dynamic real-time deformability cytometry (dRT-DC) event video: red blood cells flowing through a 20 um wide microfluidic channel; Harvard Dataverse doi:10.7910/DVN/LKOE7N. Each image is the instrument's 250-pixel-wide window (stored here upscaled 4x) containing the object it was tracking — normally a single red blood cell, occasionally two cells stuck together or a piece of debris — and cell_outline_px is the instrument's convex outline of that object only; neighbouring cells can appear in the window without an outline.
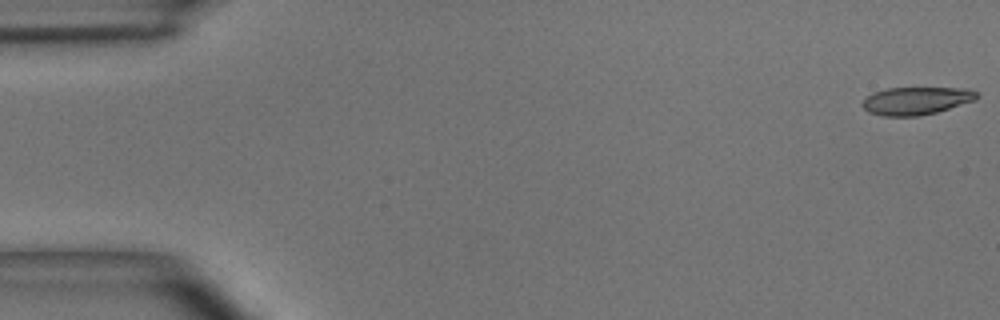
{"species": "common noctule bat (a hibernating species)", "species_latin": "Nyctalus noctula", "temperature_condition": "room temperature", "stored_images_in_passage": 6, "camera_frame_rate_fps": 3000, "um_per_image_px": 0.085, "animal": {"sex": "male", "body_mass_g": 15.6}, "frame": {"image": 1, "passage_image": 1, "time_ms": 0.0, "image_size_px": [1000, 320], "cell_outline_px": [[980, 96], [976, 100], [936, 112], [920, 116], [884, 116], [868, 112], [860, 104], [872, 92], [888, 88], [968, 88], [976, 92]], "centroid_in_image_um": [77.88, 8.56], "position_along_channel_um": 7.1, "area_um2": 18.55}}
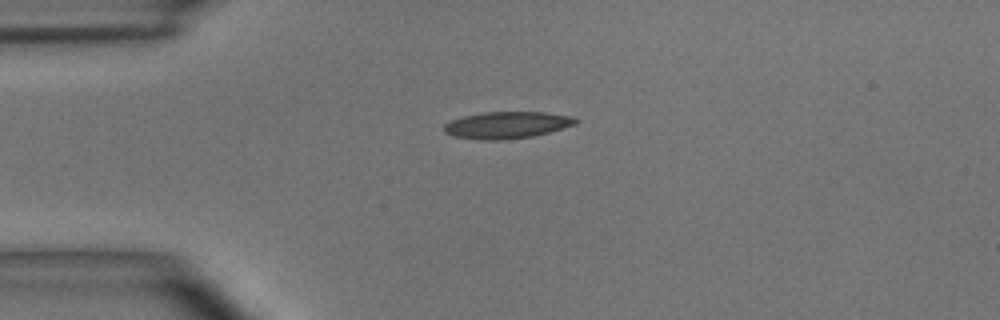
{"frame": {"image": 2, "passage_image": 4, "time_ms": 1.0, "image_size_px": [1000, 320], "cell_outline_px": [[580, 120], [576, 124], [548, 132], [532, 136], [500, 140], [480, 140], [452, 136], [444, 132], [444, 124], [452, 120], [464, 116], [484, 112], [544, 112], [576, 116]], "centroid_in_image_um": [43.11, 10.62], "position_along_channel_um": 41.9, "area_um2": 20.63}}
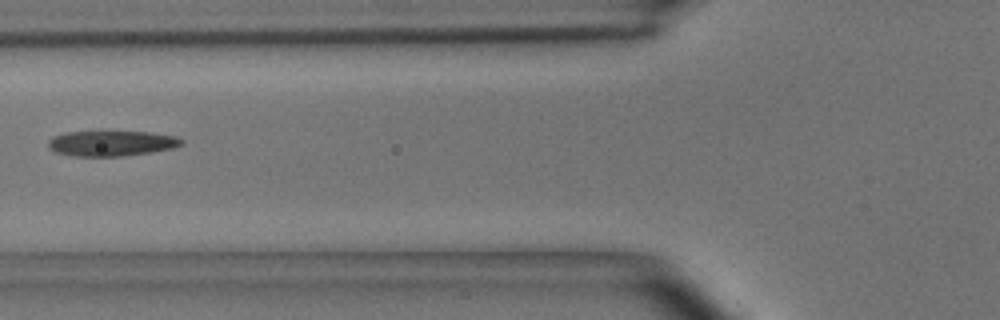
{"frame": {"image": 3, "passage_image": 6, "time_ms": 1.667, "image_size_px": [1000, 320], "cell_outline_px": [[184, 140], [180, 144], [172, 148], [152, 152], [124, 156], [72, 156], [56, 152], [48, 148], [48, 140], [52, 136], [64, 132], [148, 132], [176, 136]], "centroid_in_image_um": [9.43, 12.18], "position_along_channel_um": 116.4, "area_um2": 19.65}}